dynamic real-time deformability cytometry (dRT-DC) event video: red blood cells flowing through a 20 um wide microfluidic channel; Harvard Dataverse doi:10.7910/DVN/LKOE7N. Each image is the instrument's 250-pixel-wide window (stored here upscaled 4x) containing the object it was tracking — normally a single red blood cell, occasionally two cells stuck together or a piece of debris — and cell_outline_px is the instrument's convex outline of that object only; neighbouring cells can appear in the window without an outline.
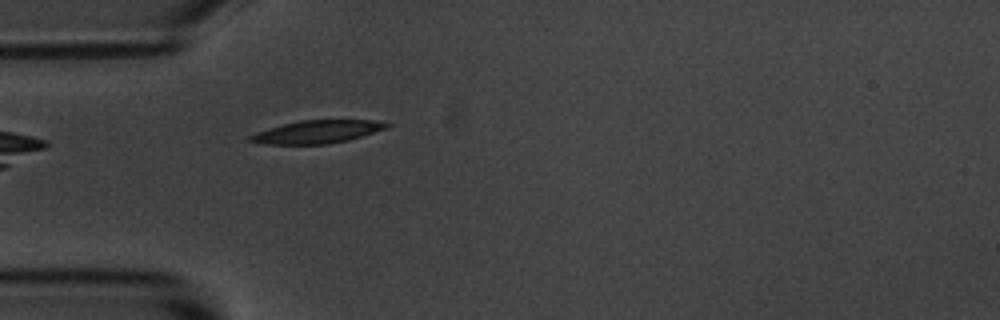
{"species": "common noctule bat (a hibernating species)", "species_latin": "Nyctalus noctula", "temperature_condition": "room temperature", "stored_images_in_passage": 3, "camera_frame_rate_fps": 3000, "um_per_image_px": 0.085, "animal": {"sex": "male", "body_mass_g": 20.1, "forearm_length_mm": 53.5}, "frame": {"image": 1, "passage_image": 3, "time_ms": 2.333, "image_size_px": [1000, 320], "cell_outline_px": [[392, 124], [388, 128], [348, 140], [328, 144], [260, 144], [244, 140], [248, 136], [256, 132], [268, 128], [300, 120], [372, 120]], "centroid_in_image_um": [26.9, 11.21], "position_along_channel_um": 58.1, "area_um2": 18.32}}